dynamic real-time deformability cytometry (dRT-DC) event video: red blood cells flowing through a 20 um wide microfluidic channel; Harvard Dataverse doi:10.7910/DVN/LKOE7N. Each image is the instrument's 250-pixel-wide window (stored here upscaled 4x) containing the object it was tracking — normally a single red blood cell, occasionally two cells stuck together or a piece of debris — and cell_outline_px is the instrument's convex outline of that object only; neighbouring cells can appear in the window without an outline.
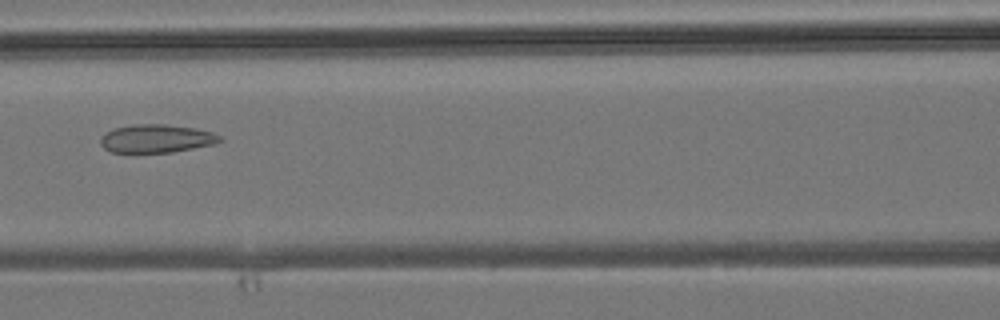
{"species": "common noctule bat (a hibernating species)", "species_latin": "Nyctalus noctula", "temperature_condition": "room temperature", "stored_images_in_passage": 5, "segment_of_instrument_passage": [1, 2], "camera_frame_rate_fps": 3000, "um_per_image_px": 0.085, "animal": {"sex": "male", "body_mass_g": 19.2, "forearm_length_mm": 51.8}, "frame": {"image": 1, "passage_image": 4, "time_ms": 4.0, "image_size_px": [1000, 320], "cell_outline_px": [[224, 140], [212, 144], [172, 152], [112, 152], [104, 148], [100, 144], [100, 140], [104, 132], [116, 128], [132, 124], [164, 124], [196, 128], [212, 132], [220, 136]], "centroid_in_image_um": [13.28, 11.77], "position_along_channel_um": 153.3, "area_um2": 19.54}}